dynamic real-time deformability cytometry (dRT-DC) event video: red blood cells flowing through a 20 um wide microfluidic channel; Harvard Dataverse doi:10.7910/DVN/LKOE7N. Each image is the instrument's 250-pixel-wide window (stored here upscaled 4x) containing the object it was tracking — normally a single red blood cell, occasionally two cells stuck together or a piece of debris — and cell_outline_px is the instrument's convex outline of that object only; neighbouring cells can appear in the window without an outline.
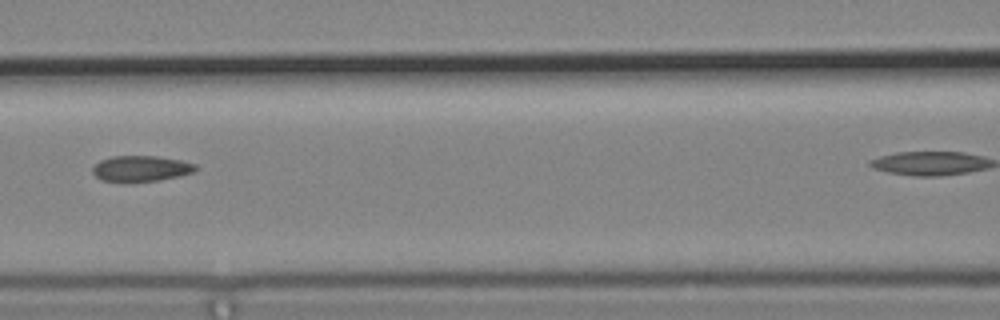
{"species": "common noctule bat (a hibernating species)", "species_latin": "Nyctalus noctula", "temperature_condition": "cold", "stored_images_in_passage": 8, "camera_frame_rate_fps": 3000, "um_per_image_px": 0.085, "animal": {"sex": "male", "body_mass_g": 19.2, "forearm_length_mm": 51.8}, "frame": {"image": 1, "passage_image": 4, "time_ms": 1.0, "image_size_px": [1000, 320], "cell_outline_px": [[200, 168], [196, 172], [180, 176], [160, 180], [132, 184], [100, 180], [92, 172], [92, 168], [100, 160], [112, 156], [156, 156], [180, 160], [196, 164]], "centroid_in_image_um": [12.0, 14.36], "position_along_channel_um": 154.6, "area_um2": 16.13}}
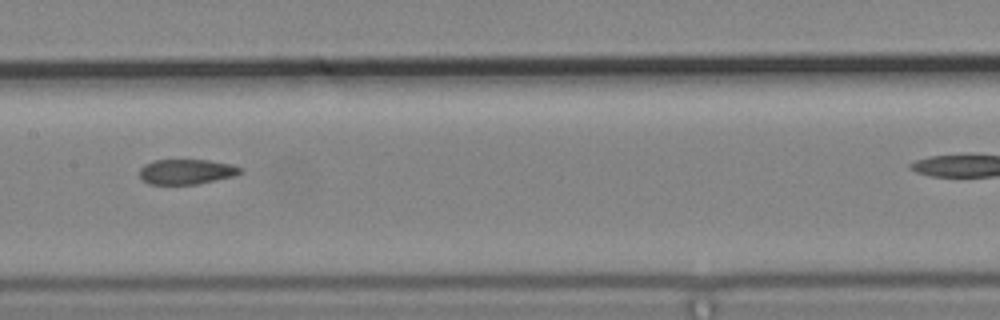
{"frame": {"image": 2, "passage_image": 5, "time_ms": 1.333, "image_size_px": [1000, 320], "cell_outline_px": [[244, 172], [232, 176], [196, 184], [148, 184], [140, 176], [140, 168], [144, 164], [152, 160], [208, 160], [232, 164], [244, 168]], "centroid_in_image_um": [15.86, 14.58], "position_along_channel_um": 191.5, "area_um2": 14.74}}
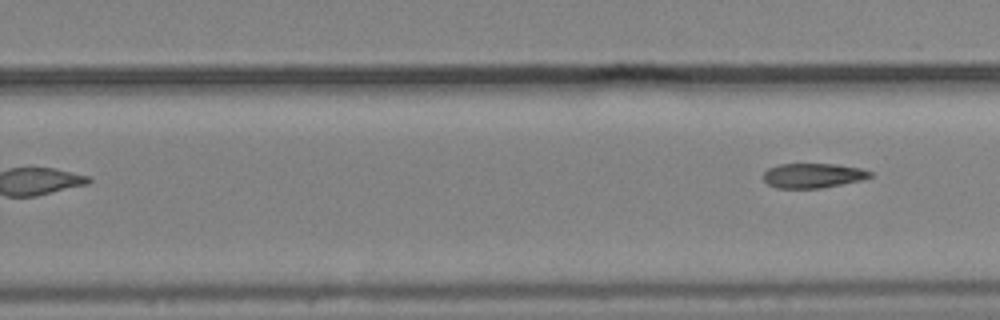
{"frame": {"image": 3, "passage_image": 8, "time_ms": 2.333, "image_size_px": [1000, 320], "cell_outline_px": [[872, 176], [860, 180], [820, 188], [776, 188], [768, 184], [764, 180], [764, 172], [768, 168], [780, 164], [836, 164], [860, 168], [872, 172]], "centroid_in_image_um": [69.08, 14.92], "position_along_channel_um": 260.7, "area_um2": 15.2}}